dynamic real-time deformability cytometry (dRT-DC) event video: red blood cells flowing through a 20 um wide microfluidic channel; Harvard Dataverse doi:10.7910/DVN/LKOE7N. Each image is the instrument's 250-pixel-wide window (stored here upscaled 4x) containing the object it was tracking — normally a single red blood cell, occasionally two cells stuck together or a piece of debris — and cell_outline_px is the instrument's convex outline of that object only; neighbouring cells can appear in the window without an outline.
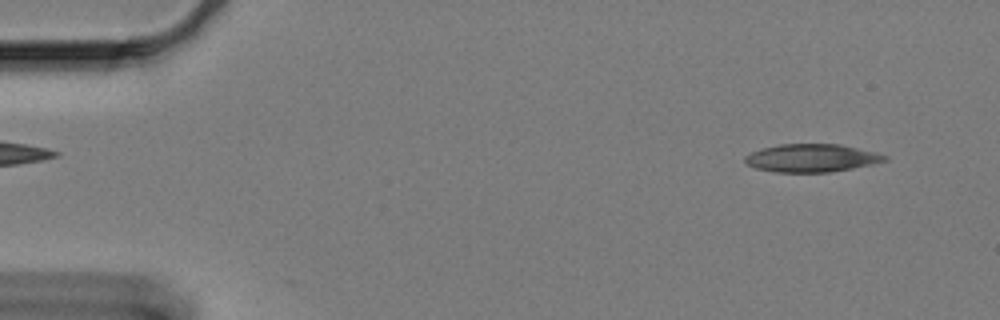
{"species": "Egyptian fruit bat (a non-hibernating species)", "species_latin": "Rousettus aegyptiacus", "temperature_condition": "cold", "stored_images_in_passage": 14, "camera_frame_rate_fps": 3000, "um_per_image_px": 0.085, "animal": {"sex": "female"}, "frame": {"image": 1, "passage_image": 3, "time_ms": 0.667, "image_size_px": [1000, 320], "cell_outline_px": [[888, 160], [872, 164], [852, 168], [828, 172], [776, 172], [756, 168], [748, 164], [744, 160], [744, 156], [752, 152], [764, 148], [780, 144], [840, 144], [888, 156]], "centroid_in_image_um": [68.97, 13.43], "position_along_channel_um": 16.0, "area_um2": 22.43}}